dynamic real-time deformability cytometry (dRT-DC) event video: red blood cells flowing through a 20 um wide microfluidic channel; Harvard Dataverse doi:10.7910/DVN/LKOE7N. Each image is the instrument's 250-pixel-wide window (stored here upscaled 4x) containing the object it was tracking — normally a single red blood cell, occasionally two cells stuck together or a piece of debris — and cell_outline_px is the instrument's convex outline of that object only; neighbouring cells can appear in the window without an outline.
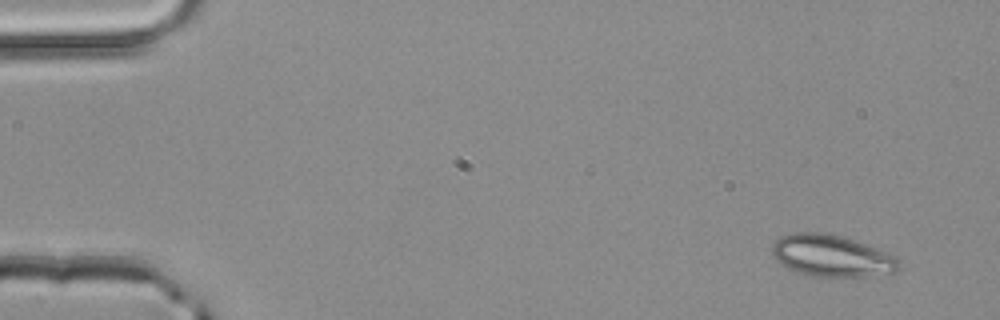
{"species": "common noctule bat (a hibernating species)", "species_latin": "Nyctalus noctula", "temperature_condition": "room temperature", "stored_images_in_passage": 4, "camera_frame_rate_fps": 3000, "um_per_image_px": 0.085, "animal": {"sex": "male", "body_mass_g": 20.4}, "frame": {"image": 1, "passage_image": 1, "time_ms": 0.0, "image_size_px": [1000, 320], "cell_outline_px": [[900, 268], [896, 272], [868, 276], [808, 276], [788, 268], [780, 264], [772, 256], [772, 244], [780, 236], [796, 232], [820, 232], [840, 236], [864, 244], [892, 256], [900, 260]], "centroid_in_image_um": [70.63, 21.75], "position_along_channel_um": 14.4, "area_um2": 30.52}}